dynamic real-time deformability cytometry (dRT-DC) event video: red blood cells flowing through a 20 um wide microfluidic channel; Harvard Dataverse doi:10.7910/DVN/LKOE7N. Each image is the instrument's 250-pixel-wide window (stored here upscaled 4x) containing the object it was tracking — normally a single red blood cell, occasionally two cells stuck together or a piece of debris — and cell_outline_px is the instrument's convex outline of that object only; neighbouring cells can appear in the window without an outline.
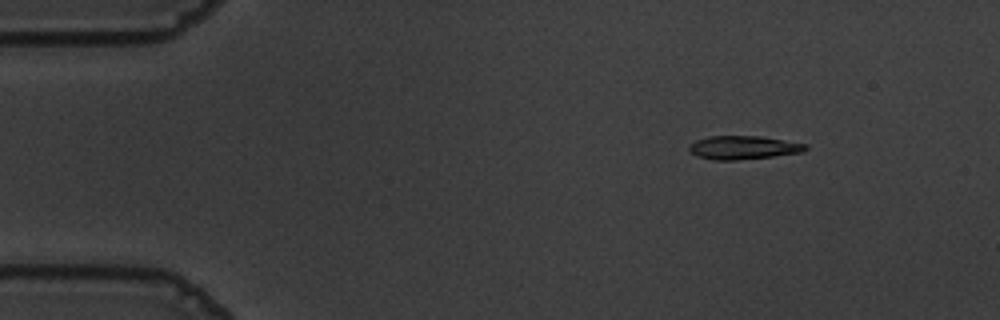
{"species": "common noctule bat (a hibernating species)", "species_latin": "Nyctalus noctula", "temperature_condition": "warm", "stored_images_in_passage": 56, "camera_frame_rate_fps": 3000, "um_per_image_px": 0.085, "animal": {"sex": "male", "body_mass_g": 19.5, "forearm_length_mm": 54.6}, "frame": {"image": 1, "passage_image": 8, "time_ms": 2.333, "image_size_px": [1000, 320], "cell_outline_px": [[808, 148], [804, 152], [772, 156], [736, 160], [712, 160], [696, 156], [688, 152], [688, 144], [696, 140], [708, 136], [760, 136], [808, 144]], "centroid_in_image_um": [63.14, 12.54], "position_along_channel_um": 21.9, "area_um2": 16.13}}
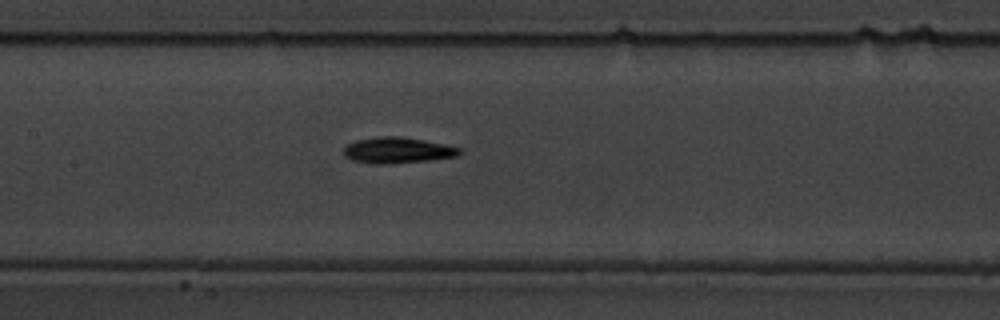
{"frame": {"image": 2, "passage_image": 27, "time_ms": 8.667, "image_size_px": [1000, 320], "cell_outline_px": [[460, 156], [432, 160], [388, 164], [372, 164], [352, 160], [344, 156], [344, 148], [348, 144], [356, 140], [376, 136], [396, 136], [424, 140], [444, 144], [460, 148]], "centroid_in_image_um": [33.78, 12.78], "position_along_channel_um": 173.6, "area_um2": 17.63}}
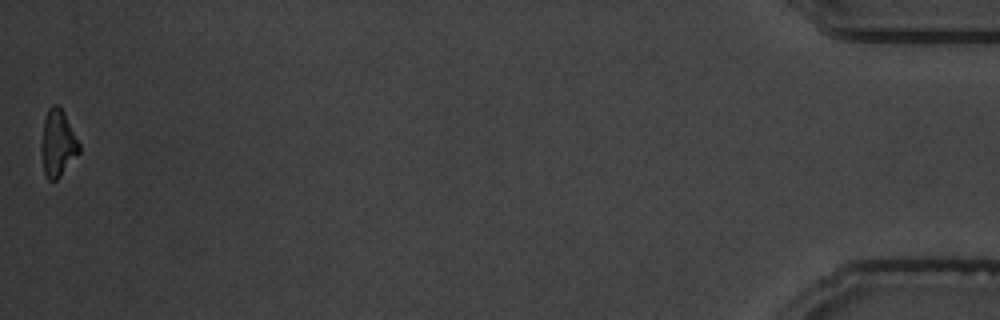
{"frame": {"image": 3, "passage_image": 56, "time_ms": 18.333, "image_size_px": [1000, 320], "cell_outline_px": [[80, 152], [60, 176], [56, 180], [48, 180], [44, 172], [40, 148], [40, 144], [44, 120], [48, 108], [52, 104], [56, 104], [64, 112], [80, 144]], "centroid_in_image_um": [4.9, 12.17], "position_along_channel_um": 430.3, "area_um2": 14.74}, "authors_computed_cell_mechanics": {"area_um2": 15.9239, "velocity_mm_per_s": 3.6541, "shape_relaxation_time_tau1_ms": 2.7624, "shape_relaxation_time_tau2_ms": null, "deformation_change_tau1": 0.1204, "deformation_change_tau2": null}}